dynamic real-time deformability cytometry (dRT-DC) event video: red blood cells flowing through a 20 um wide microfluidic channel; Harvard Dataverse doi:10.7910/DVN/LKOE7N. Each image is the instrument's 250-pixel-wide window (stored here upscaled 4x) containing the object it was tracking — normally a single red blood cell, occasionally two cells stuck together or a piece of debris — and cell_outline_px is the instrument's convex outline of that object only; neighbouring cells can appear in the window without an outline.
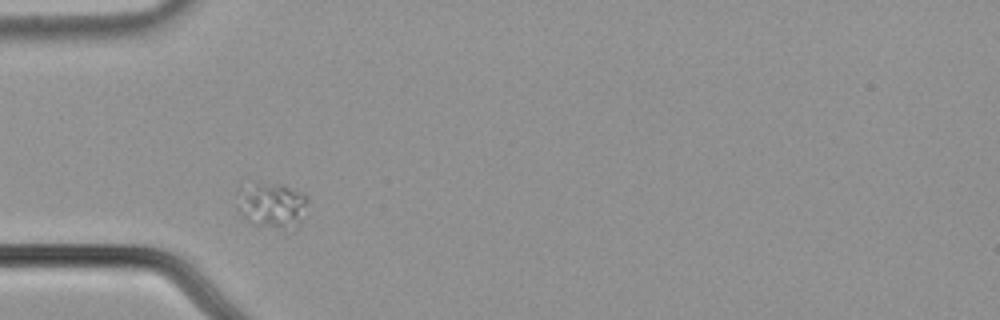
{"species": "common noctule bat (a hibernating species)", "species_latin": "Nyctalus noctula", "temperature_condition": "cold", "stored_images_in_passage": 37, "camera_frame_rate_fps": 3000, "um_per_image_px": 0.085, "animal": {"sex": "male", "body_mass_g": 21.5, "forearm_length_mm": 52.0}, "frame": {"image": 1, "passage_image": 1, "time_ms": 0.0, "image_size_px": [1000, 320], "cell_outline_px": [[308, 200], [300, 224], [280, 228], [276, 228], [252, 224], [240, 216], [236, 212], [236, 208], [252, 180], [284, 184], [304, 192], [308, 196]], "centroid_in_image_um": [23.16, 17.41], "position_along_channel_um": 61.8, "area_um2": 18.67}}
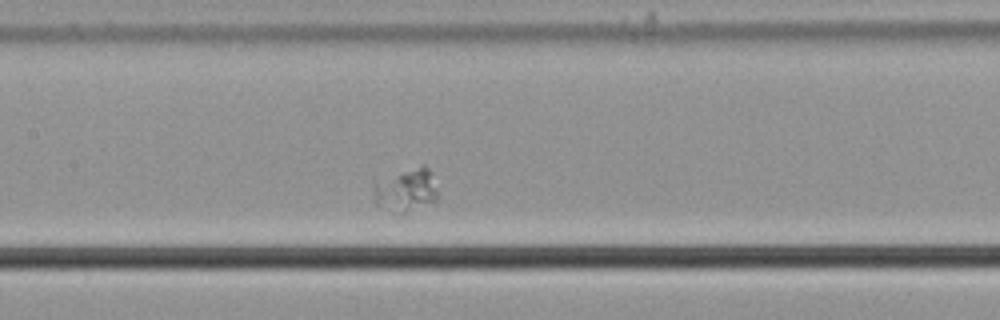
{"frame": {"image": 2, "passage_image": 11, "time_ms": 3.333, "image_size_px": [1000, 320], "cell_outline_px": [[436, 200], [412, 204], [376, 204], [376, 188], [396, 176], [404, 172], [424, 164], [428, 168], [436, 188]], "centroid_in_image_um": [34.68, 15.99], "position_along_channel_um": 172.7, "area_um2": 12.37}}
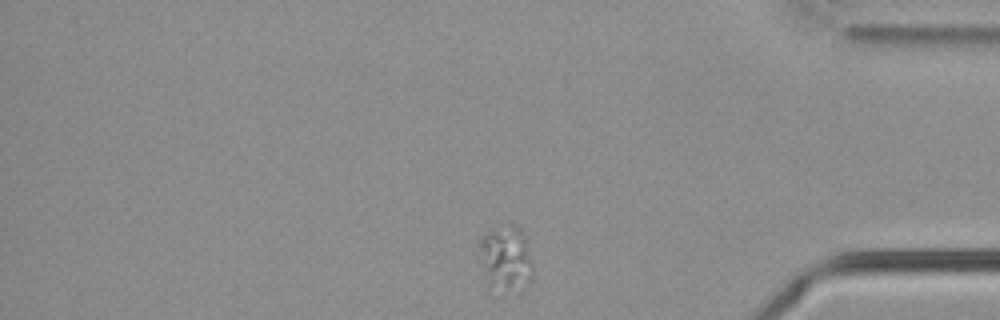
{"frame": {"image": 3, "passage_image": 32, "time_ms": 10.333, "image_size_px": [1000, 320], "cell_outline_px": [[532, 276], [524, 288], [520, 292], [500, 296], [488, 284], [480, 248], [480, 236], [488, 232], [508, 224], [516, 224], [520, 228], [524, 236], [532, 264]], "centroid_in_image_um": [43.03, 22.06], "position_along_channel_um": 392.2, "area_um2": 20.58}}